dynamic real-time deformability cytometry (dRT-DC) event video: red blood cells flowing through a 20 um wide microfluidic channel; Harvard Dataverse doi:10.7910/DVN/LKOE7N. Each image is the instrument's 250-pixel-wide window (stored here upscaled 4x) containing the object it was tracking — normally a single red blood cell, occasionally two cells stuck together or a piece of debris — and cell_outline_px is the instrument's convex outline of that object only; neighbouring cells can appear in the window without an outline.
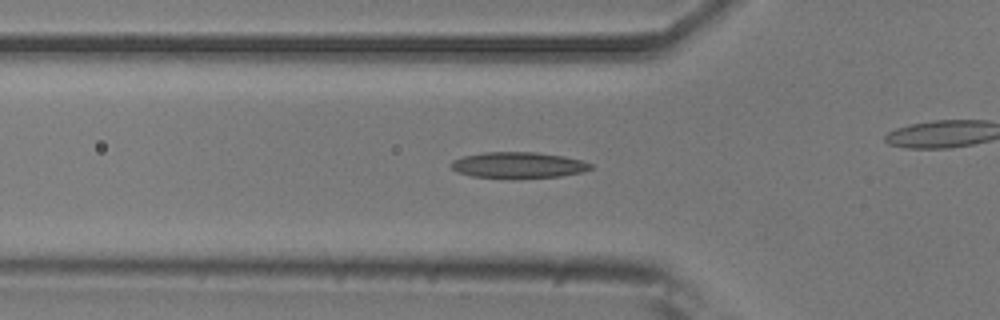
{"species": "common noctule bat (a hibernating species)", "species_latin": "Nyctalus noctula", "temperature_condition": "room temperature", "stored_images_in_passage": 40, "camera_frame_rate_fps": 3000, "um_per_image_px": 0.085, "animal": {"sex": "male", "body_mass_g": 20.5, "forearm_length_mm": 52.5}, "frame": {"image": 1, "passage_image": 16, "time_ms": 5.0, "image_size_px": [1000, 320], "cell_outline_px": [[592, 168], [580, 172], [560, 176], [472, 176], [456, 172], [448, 164], [452, 160], [464, 156], [484, 152], [536, 152], [560, 156], [580, 160], [592, 164]], "centroid_in_image_um": [43.99, 14.0], "position_along_channel_um": 81.8, "area_um2": 20.29}}
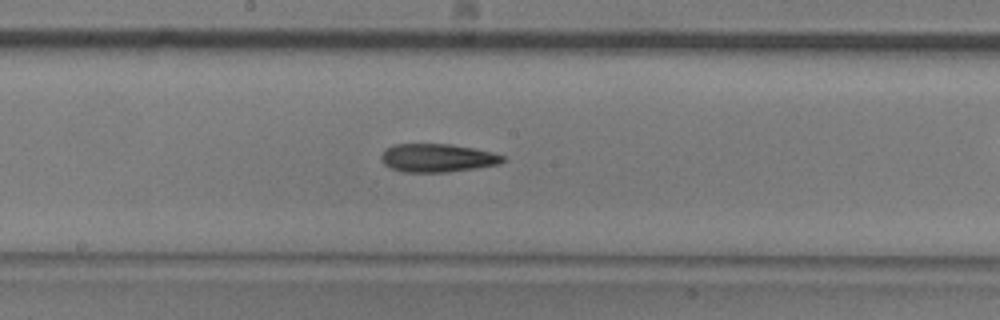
{"frame": {"image": 2, "passage_image": 26, "time_ms": 8.333, "image_size_px": [1000, 320], "cell_outline_px": [[504, 160], [500, 164], [476, 168], [448, 172], [404, 172], [392, 168], [384, 164], [380, 160], [380, 156], [392, 144], [452, 144], [492, 152], [504, 156]], "centroid_in_image_um": [37.17, 13.42], "position_along_channel_um": 211.0, "area_um2": 20.0}}
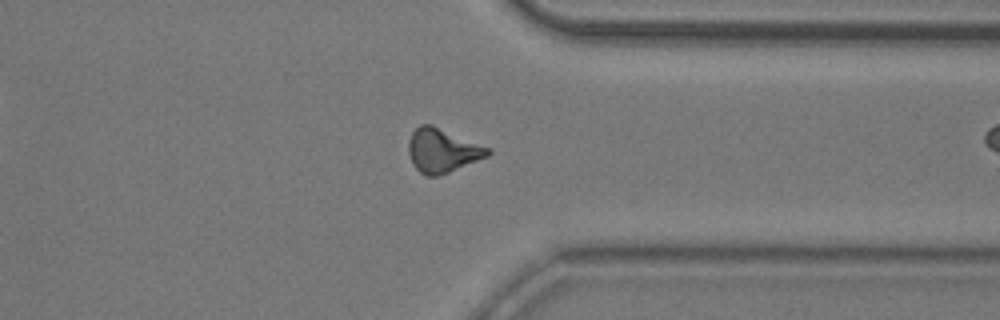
{"frame": {"image": 3, "passage_image": 39, "time_ms": 12.667, "image_size_px": [1000, 320], "cell_outline_px": [[492, 152], [488, 156], [448, 172], [436, 176], [428, 176], [420, 172], [412, 164], [408, 152], [408, 140], [412, 132], [420, 124], [432, 124], [492, 148]], "centroid_in_image_um": [37.61, 12.77], "position_along_channel_um": 373.8, "area_um2": 20.4}}